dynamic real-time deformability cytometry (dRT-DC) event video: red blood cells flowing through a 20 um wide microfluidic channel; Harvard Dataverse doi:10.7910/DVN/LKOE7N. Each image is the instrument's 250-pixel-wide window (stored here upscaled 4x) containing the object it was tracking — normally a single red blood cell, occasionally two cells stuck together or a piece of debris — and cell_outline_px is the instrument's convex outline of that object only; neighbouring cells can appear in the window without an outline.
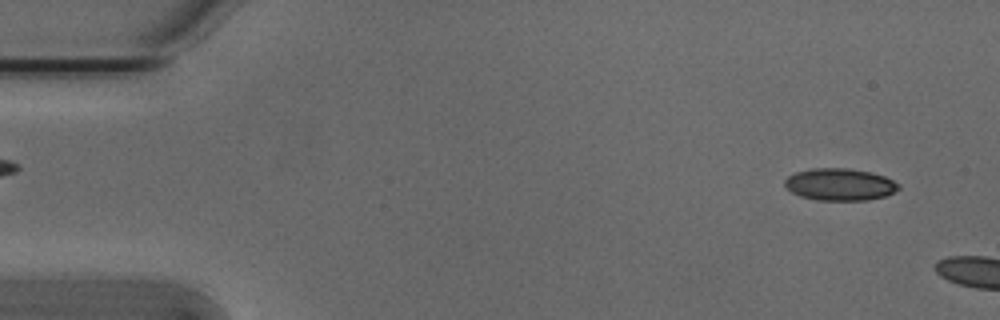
{"species": "Egyptian fruit bat (a non-hibernating species)", "species_latin": "Rousettus aegyptiacus", "temperature_condition": "cold", "stored_images_in_passage": 5, "camera_frame_rate_fps": 3000, "um_per_image_px": 0.085, "animal": {"sex": "male"}, "frame": {"image": 1, "passage_image": 1, "time_ms": 0.0, "image_size_px": [1000, 320], "cell_outline_px": [[900, 188], [884, 196], [868, 200], [816, 200], [800, 196], [792, 192], [784, 184], [784, 180], [788, 176], [796, 172], [812, 168], [848, 168], [872, 172], [884, 176], [900, 184]], "centroid_in_image_um": [71.38, 15.67], "position_along_channel_um": 13.6, "area_um2": 21.27}}